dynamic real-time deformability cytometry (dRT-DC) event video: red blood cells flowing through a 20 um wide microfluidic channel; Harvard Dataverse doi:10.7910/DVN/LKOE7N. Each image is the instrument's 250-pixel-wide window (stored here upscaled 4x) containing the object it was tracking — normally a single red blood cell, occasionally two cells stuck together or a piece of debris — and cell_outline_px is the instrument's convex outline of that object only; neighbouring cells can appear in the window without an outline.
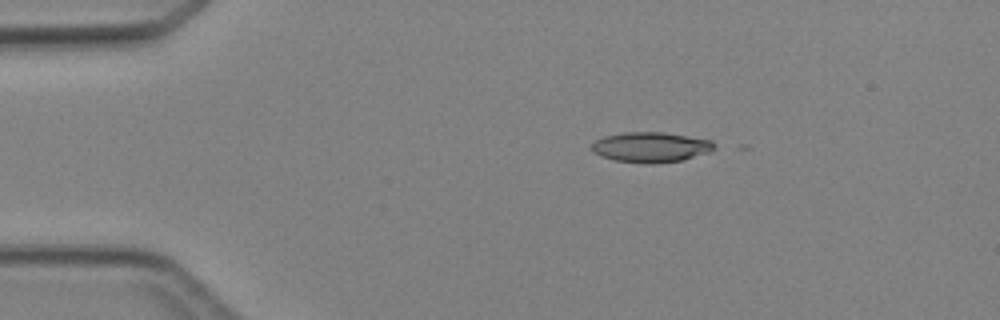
{"species": "Egyptian fruit bat (a non-hibernating species)", "species_latin": "Rousettus aegyptiacus", "temperature_condition": "cold", "stored_images_in_passage": 5, "camera_frame_rate_fps": 3000, "um_per_image_px": 0.085, "animal": {"sex": "female"}, "frame": {"image": 1, "passage_image": 3, "time_ms": 2.667, "image_size_px": [1000, 320], "cell_outline_px": [[720, 148], [712, 152], [684, 160], [648, 164], [616, 160], [600, 156], [592, 152], [592, 144], [596, 140], [604, 136], [624, 132], [664, 132], [712, 140]], "centroid_in_image_um": [55.4, 12.51], "position_along_channel_um": 29.6, "area_um2": 21.91}}
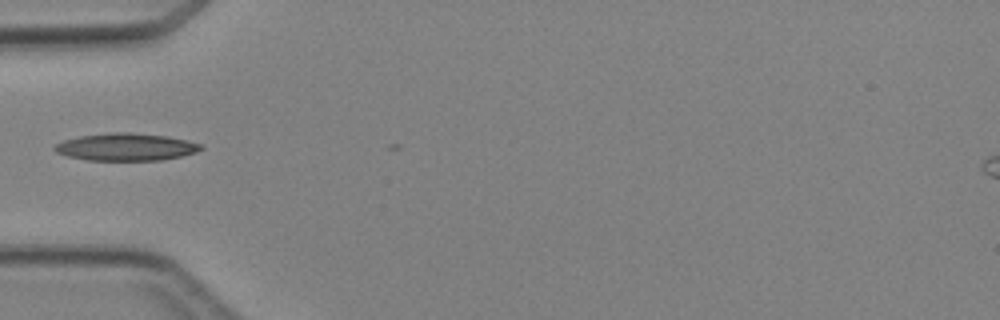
{"frame": {"image": 2, "passage_image": 5, "time_ms": 5.0, "image_size_px": [1000, 320], "cell_outline_px": [[204, 148], [196, 152], [180, 156], [160, 160], [88, 160], [68, 156], [56, 152], [52, 148], [56, 144], [64, 140], [80, 136], [112, 132], [128, 132], [168, 136], [204, 144]], "centroid_in_image_um": [10.73, 12.48], "position_along_channel_um": 74.3, "area_um2": 23.29}}